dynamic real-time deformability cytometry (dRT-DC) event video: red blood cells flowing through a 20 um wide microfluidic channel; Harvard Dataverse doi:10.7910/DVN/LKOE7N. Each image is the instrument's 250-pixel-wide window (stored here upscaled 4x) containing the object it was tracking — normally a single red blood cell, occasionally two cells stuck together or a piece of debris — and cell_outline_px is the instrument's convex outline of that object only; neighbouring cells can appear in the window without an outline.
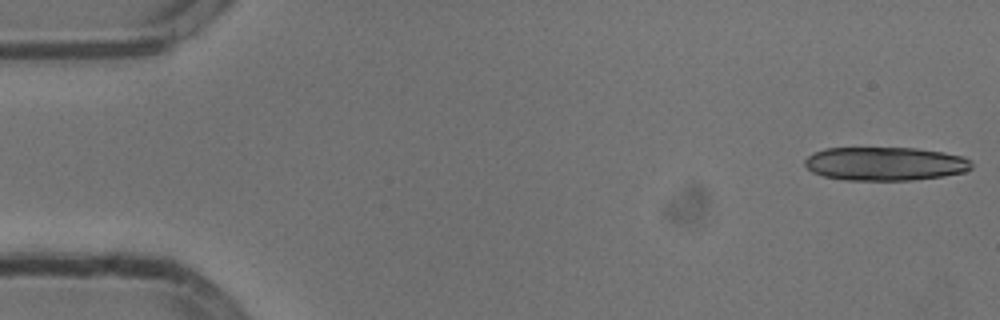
{"species": "common noctule bat (a hibernating species)", "species_latin": "Nyctalus noctula", "temperature_condition": "cold", "stored_images_in_passage": 15, "camera_frame_rate_fps": 3000, "um_per_image_px": 0.085, "animal": {"sex": "male", "body_mass_g": 13.3}, "frame": {"image": 1, "passage_image": 1, "time_ms": 0.0, "image_size_px": [1000, 320], "cell_outline_px": [[972, 168], [964, 172], [944, 176], [912, 180], [844, 180], [824, 176], [812, 172], [804, 164], [804, 160], [812, 152], [824, 148], [916, 148], [944, 152], [964, 156], [972, 160]], "centroid_in_image_um": [75.25, 13.91], "position_along_channel_um": 9.8, "area_um2": 32.95}}